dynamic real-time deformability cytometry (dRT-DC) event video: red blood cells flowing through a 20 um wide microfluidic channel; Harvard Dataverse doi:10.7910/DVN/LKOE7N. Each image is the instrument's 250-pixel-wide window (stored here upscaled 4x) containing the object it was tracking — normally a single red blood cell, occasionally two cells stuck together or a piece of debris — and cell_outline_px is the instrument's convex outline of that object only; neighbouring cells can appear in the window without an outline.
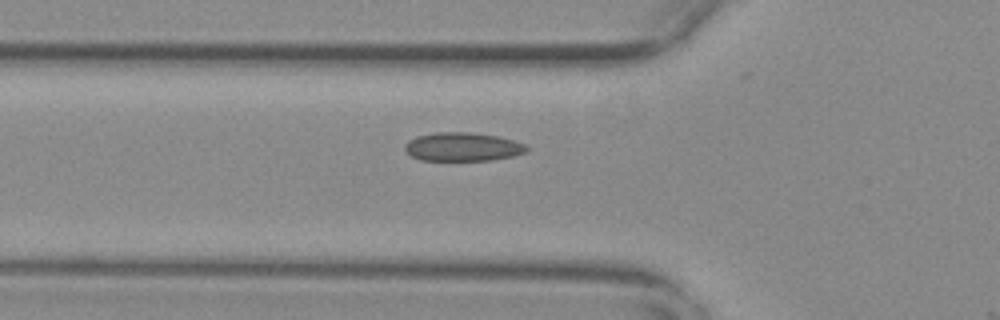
{"species": "common noctule bat (a hibernating species)", "species_latin": "Nyctalus noctula", "temperature_condition": "warm", "stored_images_in_passage": 3, "camera_frame_rate_fps": 3000, "um_per_image_px": 0.085, "animal": {"sex": "female", "body_mass_g": 29.2, "forearm_length_mm": 56.3}, "frame": {"image": 1, "passage_image": 2, "time_ms": 0.333, "image_size_px": [1000, 320], "cell_outline_px": [[528, 148], [524, 152], [512, 156], [492, 160], [420, 160], [412, 156], [404, 148], [404, 144], [408, 140], [416, 136], [436, 132], [468, 132], [500, 136], [524, 144]], "centroid_in_image_um": [39.29, 12.47], "position_along_channel_um": 86.5, "area_um2": 20.23}}